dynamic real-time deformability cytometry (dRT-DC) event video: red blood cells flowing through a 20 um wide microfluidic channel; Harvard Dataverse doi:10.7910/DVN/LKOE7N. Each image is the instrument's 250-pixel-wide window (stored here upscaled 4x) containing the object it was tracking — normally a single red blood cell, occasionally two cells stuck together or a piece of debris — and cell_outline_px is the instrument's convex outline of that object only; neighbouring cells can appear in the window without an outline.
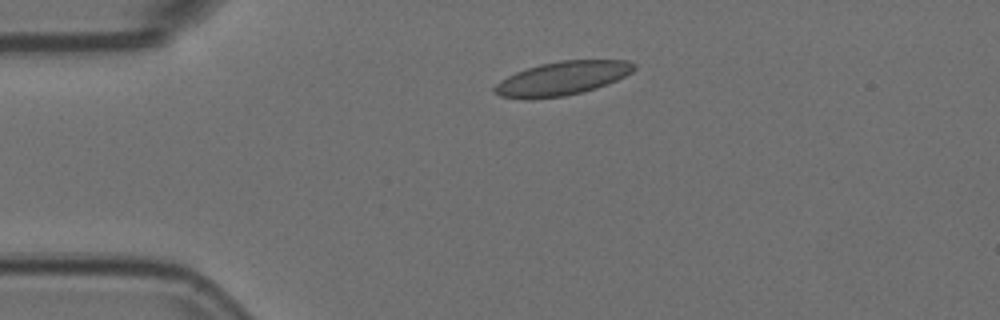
{"species": "Egyptian fruit bat (a non-hibernating species)", "species_latin": "Rousettus aegyptiacus", "temperature_condition": "room temperature", "stored_images_in_passage": 2, "camera_frame_rate_fps": 3000, "um_per_image_px": 0.085, "animal": {"sex": "female"}, "frame": {"image": 1, "passage_image": 1, "time_ms": 0.0, "image_size_px": [1000, 320], "cell_outline_px": [[636, 68], [632, 72], [616, 80], [596, 88], [564, 96], [524, 100], [500, 96], [492, 88], [500, 80], [516, 72], [540, 64], [560, 60], [628, 60], [636, 64]], "centroid_in_image_um": [47.77, 6.66], "position_along_channel_um": 37.2, "area_um2": 27.4}}